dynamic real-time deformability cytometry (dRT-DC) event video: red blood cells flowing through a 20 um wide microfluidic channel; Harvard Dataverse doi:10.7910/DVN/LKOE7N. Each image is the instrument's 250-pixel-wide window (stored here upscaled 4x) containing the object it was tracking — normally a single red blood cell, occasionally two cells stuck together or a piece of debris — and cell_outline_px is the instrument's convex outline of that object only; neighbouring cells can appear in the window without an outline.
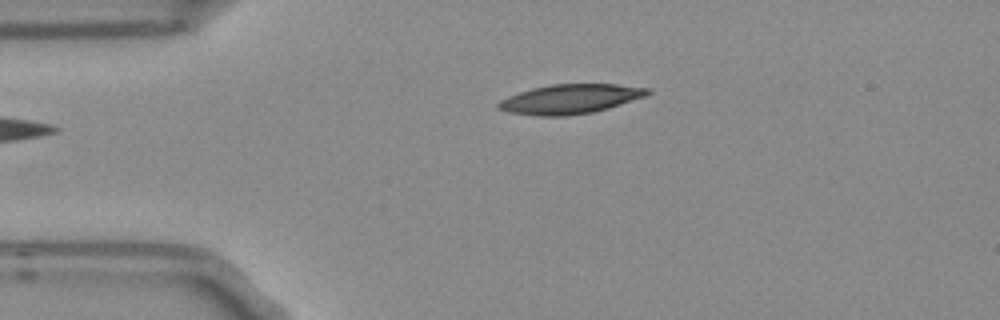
{"species": "Egyptian fruit bat (a non-hibernating species)", "species_latin": "Rousettus aegyptiacus", "temperature_condition": "room temperature", "stored_images_in_passage": 2, "camera_frame_rate_fps": 3000, "um_per_image_px": 0.085, "frame": {"image": 1, "passage_image": 1, "time_ms": 0.0, "image_size_px": [1000, 320], "cell_outline_px": [[652, 92], [648, 96], [608, 108], [592, 112], [568, 116], [540, 116], [512, 112], [496, 108], [496, 104], [500, 100], [508, 96], [532, 88], [548, 84], [616, 84], [652, 88]], "centroid_in_image_um": [48.52, 8.41], "position_along_channel_um": 36.5, "area_um2": 25.78}}